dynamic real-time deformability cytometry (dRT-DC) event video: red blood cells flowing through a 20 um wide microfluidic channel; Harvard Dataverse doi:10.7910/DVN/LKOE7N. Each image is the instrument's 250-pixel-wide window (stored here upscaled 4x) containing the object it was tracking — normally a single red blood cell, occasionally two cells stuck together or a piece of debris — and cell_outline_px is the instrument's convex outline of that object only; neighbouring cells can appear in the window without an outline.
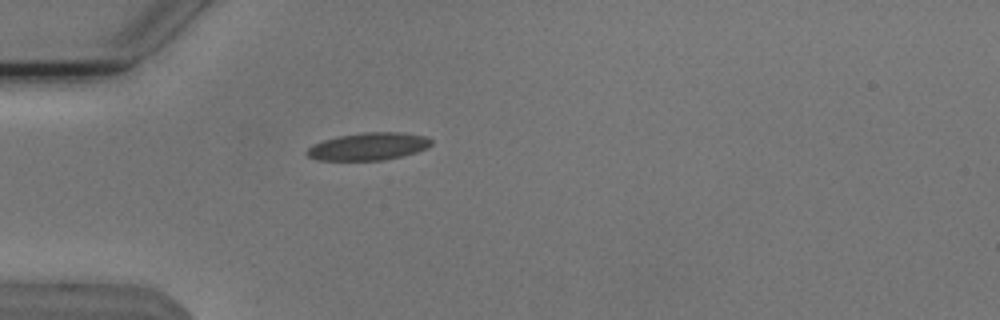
{"species": "Egyptian fruit bat (a non-hibernating species)", "species_latin": "Rousettus aegyptiacus", "temperature_condition": "cold", "stored_images_in_passage": 41, "camera_frame_rate_fps": 3000, "um_per_image_px": 0.085, "animal": {"sex": "male"}, "frame": {"image": 1, "passage_image": 3, "time_ms": 0.667, "image_size_px": [1000, 320], "cell_outline_px": [[432, 144], [428, 148], [416, 152], [384, 160], [316, 160], [308, 156], [308, 148], [312, 144], [324, 140], [340, 136], [364, 132], [396, 132], [428, 136], [432, 140]], "centroid_in_image_um": [31.35, 12.44], "position_along_channel_um": 53.7, "area_um2": 19.83}}
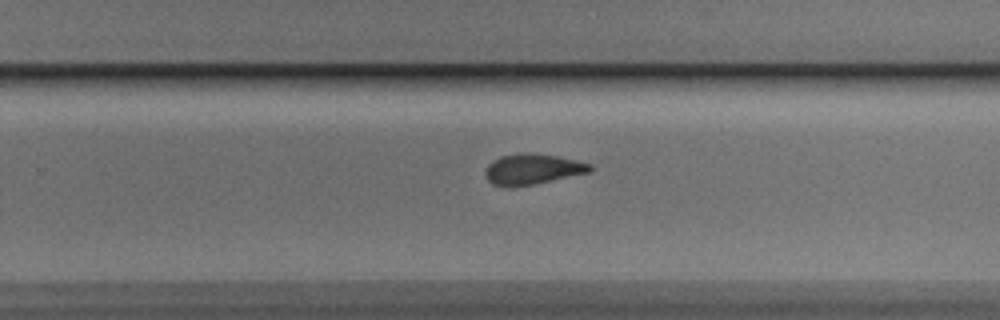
{"frame": {"image": 2, "passage_image": 22, "time_ms": 7.0, "image_size_px": [1000, 320], "cell_outline_px": [[592, 168], [588, 172], [532, 184], [492, 184], [488, 180], [484, 172], [488, 164], [492, 160], [500, 156], [528, 152], [556, 156], [576, 160], [592, 164]], "centroid_in_image_um": [45.25, 14.33], "position_along_channel_um": 284.5, "area_um2": 17.92}}
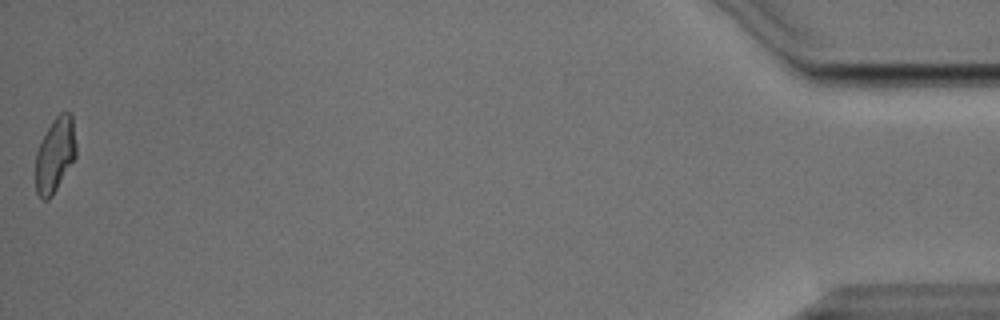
{"frame": {"image": 3, "passage_image": 41, "time_ms": 13.333, "image_size_px": [1000, 320], "cell_outline_px": [[76, 156], [52, 196], [48, 200], [40, 200], [36, 192], [36, 152], [52, 120], [60, 112], [72, 112], [76, 144]], "centroid_in_image_um": [4.69, 13.16], "position_along_channel_um": 430.5, "area_um2": 17.63}, "authors_computed_cell_mechanics": {"area_um2": 18.3804, "velocity_mm_per_s": 3.802, "shape_relaxation_time_tau1_ms": 3.5976, "shape_relaxation_time_tau2_ms": 2.5658, "deformation_change_tau1": 0.129, "deformation_change_tau2": 0.1044}}